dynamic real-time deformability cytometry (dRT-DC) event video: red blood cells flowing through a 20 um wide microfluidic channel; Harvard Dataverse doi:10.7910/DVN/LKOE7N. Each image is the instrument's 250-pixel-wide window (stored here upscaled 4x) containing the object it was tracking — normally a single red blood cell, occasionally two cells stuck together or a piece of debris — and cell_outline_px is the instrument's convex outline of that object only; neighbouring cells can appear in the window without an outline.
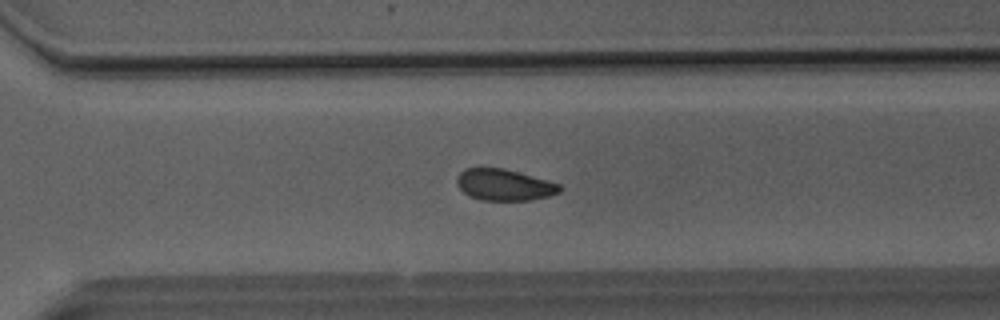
{"species": "Egyptian fruit bat (a non-hibernating species)", "species_latin": "Rousettus aegyptiacus", "temperature_condition": "room temperature", "stored_images_in_passage": 51, "camera_frame_rate_fps": 3000, "um_per_image_px": 0.085, "animal": {"sex": "male"}, "frame": {"image": 1, "passage_image": 35, "time_ms": 11.333, "image_size_px": [1000, 320], "cell_outline_px": [[560, 192], [548, 196], [532, 200], [480, 200], [468, 196], [456, 184], [456, 180], [460, 172], [468, 168], [504, 168], [560, 184]], "centroid_in_image_um": [42.83, 15.72], "position_along_channel_um": 327.8, "area_um2": 18.67}}
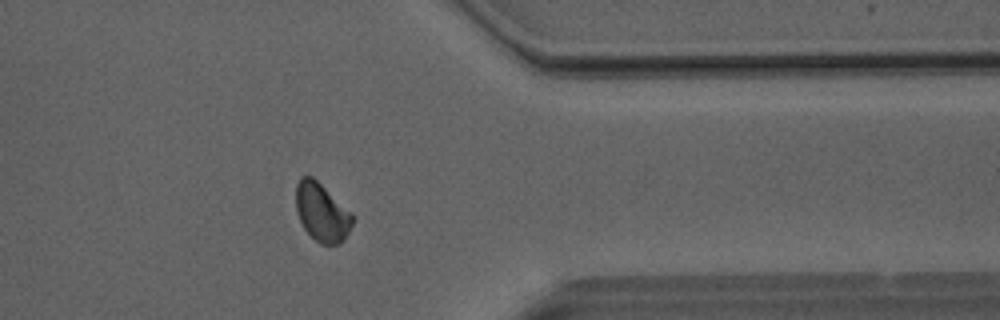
{"frame": {"image": 2, "passage_image": 40, "time_ms": 13.0, "image_size_px": [1000, 320], "cell_outline_px": [[356, 216], [344, 240], [336, 244], [320, 244], [304, 228], [300, 220], [296, 208], [296, 184], [300, 176], [312, 176], [352, 212]], "centroid_in_image_um": [27.37, 18.03], "position_along_channel_um": 384.0, "area_um2": 19.19}}
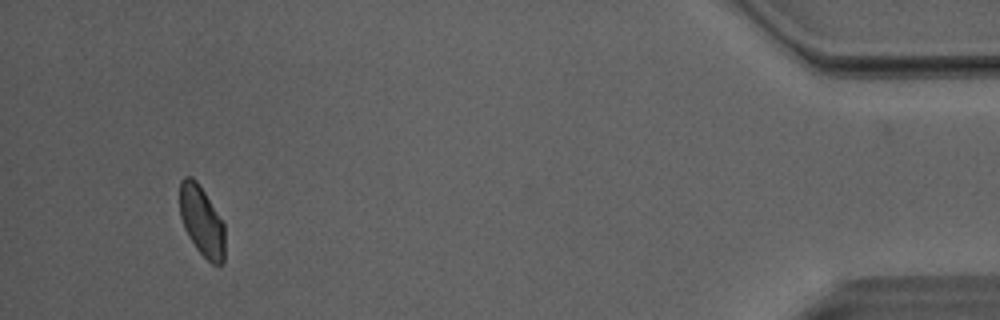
{"frame": {"image": 3, "passage_image": 47, "time_ms": 15.333, "image_size_px": [1000, 320], "cell_outline_px": [[224, 264], [212, 264], [196, 248], [188, 236], [184, 228], [180, 216], [180, 180], [184, 176], [192, 176], [196, 180], [204, 192], [224, 224]], "centroid_in_image_um": [17.13, 18.79], "position_along_channel_um": 418.1, "area_um2": 18.32}, "authors_computed_cell_mechanics": {"area_um2": 19.7676, "velocity_mm_per_s": 4.0665, "shape_relaxation_time_tau1_ms": 7.056, "shape_relaxation_time_tau2_ms": 3.2277, "deformation_change_tau1": 0.1152, "deformation_change_tau2": 0.0698}}